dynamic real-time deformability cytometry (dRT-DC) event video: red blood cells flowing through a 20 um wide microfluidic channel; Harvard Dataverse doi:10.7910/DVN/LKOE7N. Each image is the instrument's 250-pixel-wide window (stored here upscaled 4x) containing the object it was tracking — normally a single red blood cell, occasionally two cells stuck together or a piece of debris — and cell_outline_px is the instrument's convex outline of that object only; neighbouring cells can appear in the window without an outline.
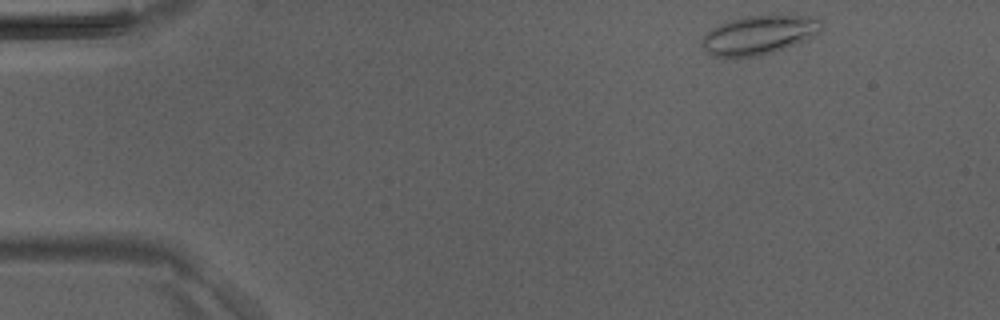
{"species": "Egyptian fruit bat (a non-hibernating species)", "species_latin": "Rousettus aegyptiacus", "temperature_condition": "room temperature", "stored_images_in_passage": 40, "camera_frame_rate_fps": 3000, "um_per_image_px": 0.085, "animal": {"sex": "male"}, "frame": {"image": 1, "passage_image": 1, "time_ms": 0.0, "image_size_px": [1000, 320], "cell_outline_px": [[824, 20], [820, 32], [804, 40], [784, 48], [772, 52], [756, 56], [732, 60], [712, 56], [700, 44], [700, 40], [712, 28], [728, 20], [744, 16], [780, 12]], "centroid_in_image_um": [64.48, 2.95], "position_along_channel_um": 20.5, "area_um2": 28.09}}
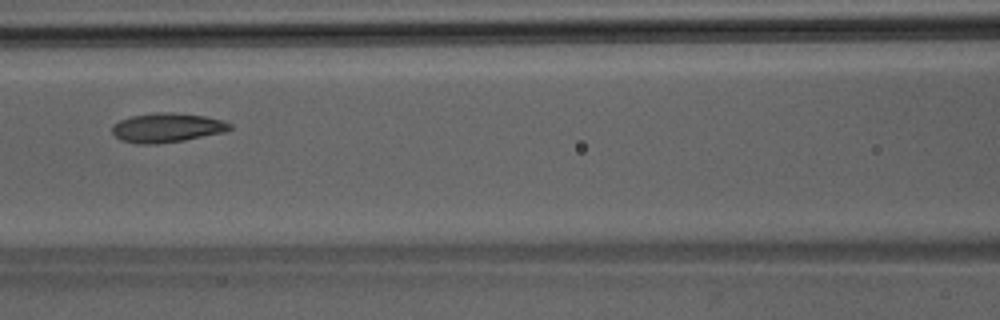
{"frame": {"image": 2, "passage_image": 16, "time_ms": 5.0, "image_size_px": [1000, 320], "cell_outline_px": [[232, 128], [224, 132], [184, 140], [156, 144], [136, 144], [120, 140], [112, 132], [112, 124], [120, 120], [132, 116], [152, 112], [172, 112], [204, 116], [220, 120], [232, 124]], "centroid_in_image_um": [14.15, 10.85], "position_along_channel_um": 152.4, "area_um2": 20.11}}
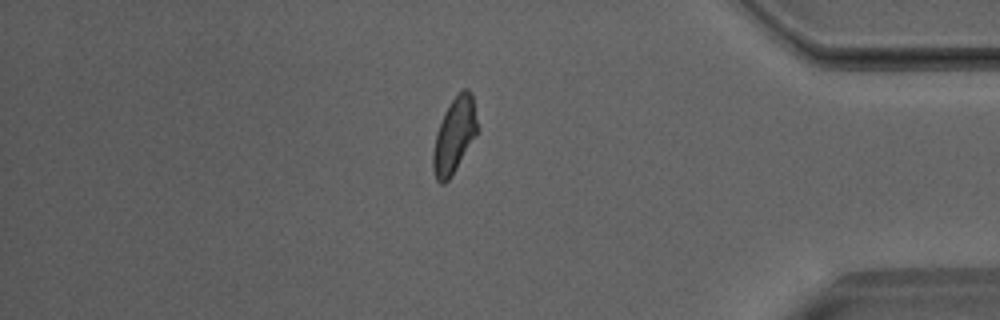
{"frame": {"image": 3, "passage_image": 34, "time_ms": 11.0, "image_size_px": [1000, 320], "cell_outline_px": [[476, 136], [452, 176], [444, 184], [440, 184], [436, 180], [432, 168], [432, 152], [436, 132], [444, 112], [452, 100], [464, 88], [468, 88], [472, 92], [476, 120]], "centroid_in_image_um": [38.59, 11.55], "position_along_channel_um": 396.6, "area_um2": 19.42}}